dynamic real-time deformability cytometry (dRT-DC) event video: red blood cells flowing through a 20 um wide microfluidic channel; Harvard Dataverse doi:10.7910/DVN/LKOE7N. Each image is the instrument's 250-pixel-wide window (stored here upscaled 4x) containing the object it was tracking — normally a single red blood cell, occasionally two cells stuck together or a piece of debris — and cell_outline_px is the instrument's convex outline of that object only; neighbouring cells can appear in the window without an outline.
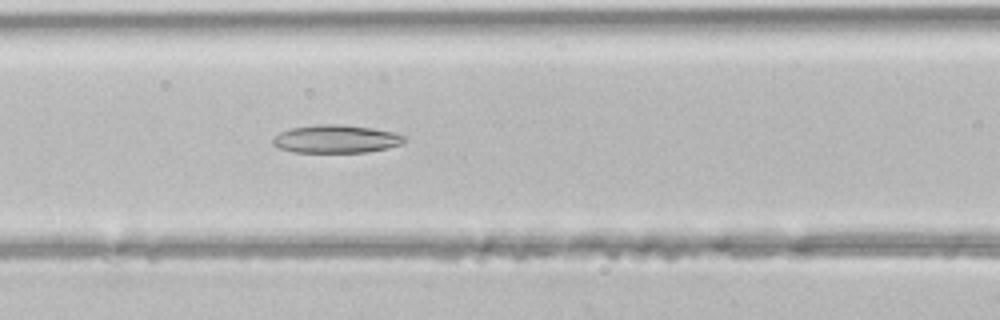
{"species": "common noctule bat (a hibernating species)", "species_latin": "Nyctalus noctula", "temperature_condition": "room temperature", "stored_images_in_passage": 44, "camera_frame_rate_fps": 3000, "um_per_image_px": 0.085, "animal": {"sex": "male", "body_mass_g": 21.5, "forearm_length_mm": 52.0}, "frame": {"image": 1, "passage_image": 17, "time_ms": 5.333, "image_size_px": [1000, 320], "cell_outline_px": [[404, 140], [400, 144], [388, 148], [364, 152], [296, 152], [280, 148], [272, 144], [272, 140], [280, 132], [292, 128], [316, 124], [344, 124], [372, 128], [392, 132], [404, 136]], "centroid_in_image_um": [28.54, 11.8], "position_along_channel_um": 138.1, "area_um2": 21.27}}
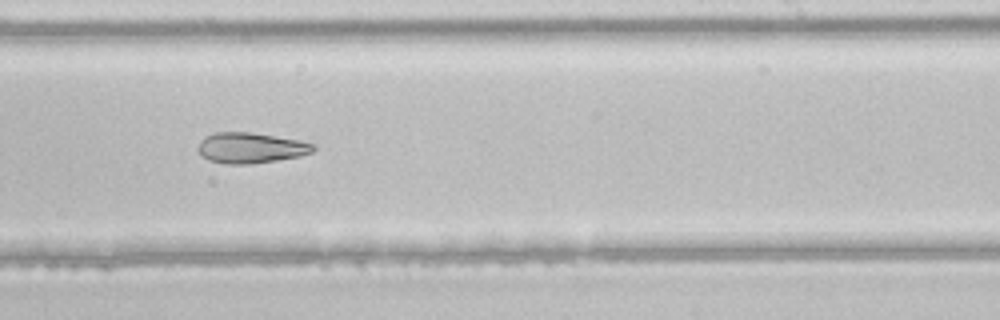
{"frame": {"image": 2, "passage_image": 26, "time_ms": 8.333, "image_size_px": [1000, 320], "cell_outline_px": [[316, 148], [312, 152], [300, 156], [252, 164], [224, 164], [208, 160], [200, 156], [196, 148], [200, 140], [204, 136], [216, 132], [252, 132], [300, 140], [316, 144]], "centroid_in_image_um": [21.27, 12.57], "position_along_channel_um": 267.7, "area_um2": 20.92}}
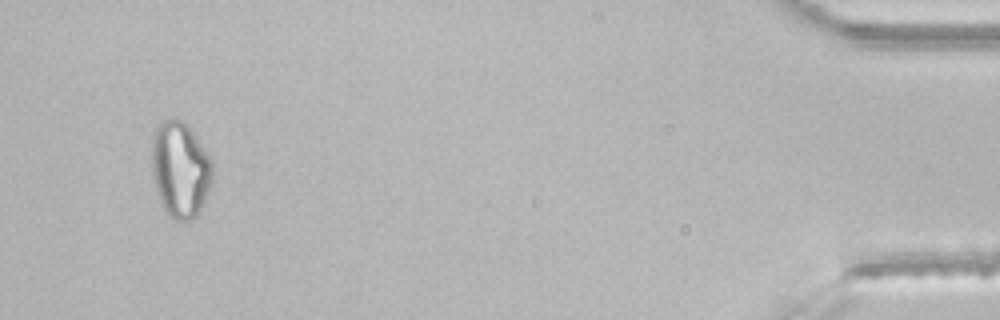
{"frame": {"image": 3, "passage_image": 42, "time_ms": 13.667, "image_size_px": [1000, 320], "cell_outline_px": [[212, 180], [200, 212], [192, 220], [172, 220], [164, 208], [156, 192], [152, 176], [152, 140], [156, 128], [160, 120], [172, 116], [176, 116], [192, 132], [212, 156]], "centroid_in_image_um": [15.31, 14.39], "position_along_channel_um": 419.9, "area_um2": 34.33}}